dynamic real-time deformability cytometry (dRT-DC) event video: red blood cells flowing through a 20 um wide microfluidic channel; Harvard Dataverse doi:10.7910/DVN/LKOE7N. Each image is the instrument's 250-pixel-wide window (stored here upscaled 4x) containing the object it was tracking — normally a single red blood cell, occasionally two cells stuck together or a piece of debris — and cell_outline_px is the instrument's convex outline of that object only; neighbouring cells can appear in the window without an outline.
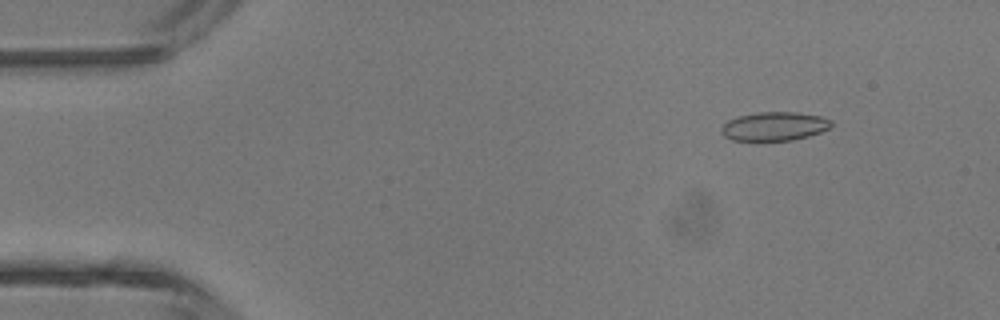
{"species": "common noctule bat (a hibernating species)", "species_latin": "Nyctalus noctula", "temperature_condition": "room temperature", "stored_images_in_passage": 6, "camera_frame_rate_fps": 3000, "um_per_image_px": 0.085, "animal": {"sex": "male", "body_mass_g": 13.3}, "frame": {"image": 1, "passage_image": 2, "time_ms": 0.333, "image_size_px": [1000, 320], "cell_outline_px": [[832, 124], [828, 128], [820, 132], [808, 136], [792, 140], [732, 140], [724, 136], [720, 132], [720, 128], [728, 120], [736, 116], [756, 112], [796, 112], [820, 116], [832, 120]], "centroid_in_image_um": [65.78, 10.72], "position_along_channel_um": 19.2, "area_um2": 18.44}}
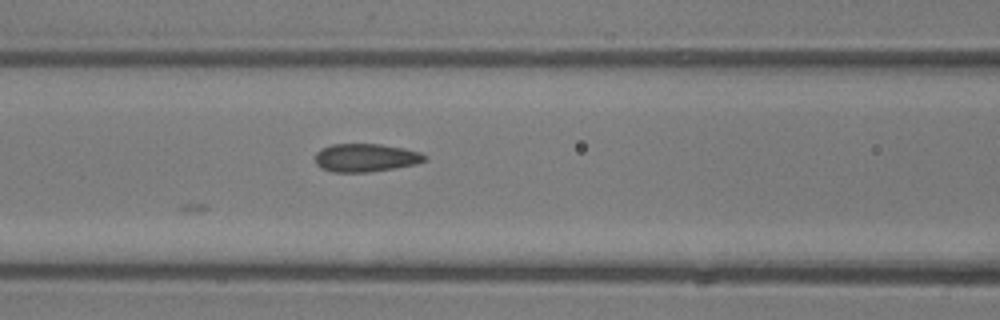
{"frame": {"image": 2, "passage_image": 6, "time_ms": 1.667, "image_size_px": [1000, 320], "cell_outline_px": [[428, 160], [416, 164], [368, 172], [332, 172], [320, 168], [316, 164], [316, 152], [320, 148], [332, 144], [380, 144], [404, 148], [420, 152], [428, 156]], "centroid_in_image_um": [31.08, 13.4], "position_along_channel_um": 135.5, "area_um2": 18.09}}